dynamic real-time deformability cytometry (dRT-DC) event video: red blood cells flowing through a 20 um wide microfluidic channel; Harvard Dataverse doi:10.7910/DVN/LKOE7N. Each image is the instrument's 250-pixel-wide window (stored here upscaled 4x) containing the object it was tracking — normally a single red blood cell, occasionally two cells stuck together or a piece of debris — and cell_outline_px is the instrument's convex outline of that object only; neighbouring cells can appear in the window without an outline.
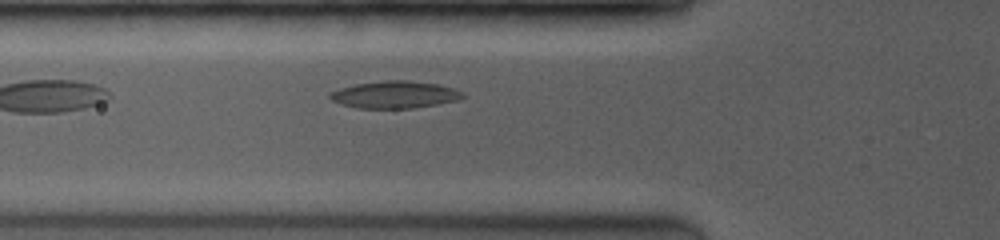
{"species": "common noctule bat (a hibernating species)", "species_latin": "Nyctalus noctula", "temperature_condition": "room temperature", "stored_images_in_passage": 30, "camera_frame_rate_fps": 3500, "um_per_image_px": 0.085, "animal": {"sex": "female", "body_mass_g": 19.0, "forearm_length_mm": 53.3}, "frame": {"image": 1, "passage_image": 5, "time_ms": 1.143, "image_size_px": [1000, 240], "cell_outline_px": [[464, 96], [460, 100], [412, 108], [356, 108], [332, 100], [328, 96], [332, 92], [340, 88], [356, 84], [388, 80], [408, 80], [436, 84], [452, 88], [464, 92]], "centroid_in_image_um": [33.58, 8.04], "position_along_channel_um": 92.2, "area_um2": 20.75}}
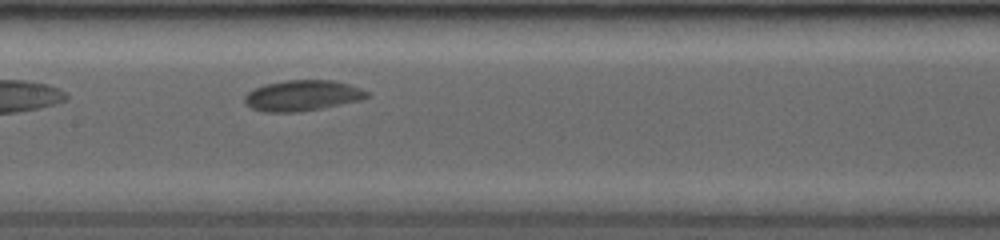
{"frame": {"image": 2, "passage_image": 13, "time_ms": 3.429, "image_size_px": [1000, 240], "cell_outline_px": [[368, 96], [360, 100], [300, 112], [264, 112], [252, 108], [244, 100], [244, 96], [248, 92], [264, 84], [288, 80], [332, 80], [348, 84], [360, 88], [368, 92]], "centroid_in_image_um": [25.68, 8.12], "position_along_channel_um": 181.7, "area_um2": 21.62}}